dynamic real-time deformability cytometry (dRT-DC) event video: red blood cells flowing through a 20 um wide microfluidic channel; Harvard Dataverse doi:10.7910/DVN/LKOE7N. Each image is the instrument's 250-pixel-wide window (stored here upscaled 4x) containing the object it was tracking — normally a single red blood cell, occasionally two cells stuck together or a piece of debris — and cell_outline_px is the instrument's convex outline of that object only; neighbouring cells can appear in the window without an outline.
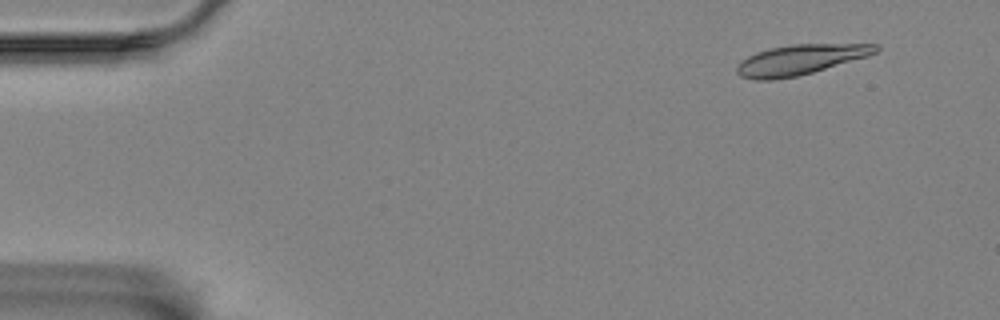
{"species": "Egyptian fruit bat (a non-hibernating species)", "species_latin": "Rousettus aegyptiacus", "temperature_condition": "room temperature", "stored_images_in_passage": 17, "camera_frame_rate_fps": 3000, "um_per_image_px": 0.085, "animal": {"sex": "female"}, "frame": {"image": 1, "passage_image": 1, "time_ms": 0.0, "image_size_px": [1000, 320], "cell_outline_px": [[880, 48], [876, 52], [868, 56], [812, 72], [796, 76], [776, 80], [756, 80], [740, 76], [736, 72], [736, 68], [740, 60], [756, 52], [768, 48], [792, 44], [880, 44]], "centroid_in_image_um": [67.98, 5.07], "position_along_channel_um": 17.0, "area_um2": 24.39}}
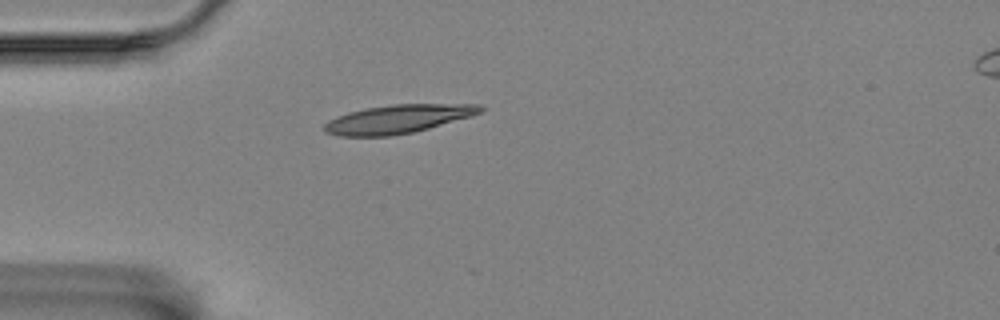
{"frame": {"image": 2, "passage_image": 12, "time_ms": 3.667, "image_size_px": [1000, 320], "cell_outline_px": [[484, 108], [480, 112], [472, 116], [428, 128], [412, 132], [388, 136], [336, 136], [324, 132], [324, 124], [328, 120], [348, 112], [364, 108], [392, 104], [480, 104]], "centroid_in_image_um": [33.79, 10.11], "position_along_channel_um": 51.2, "area_um2": 25.89}}
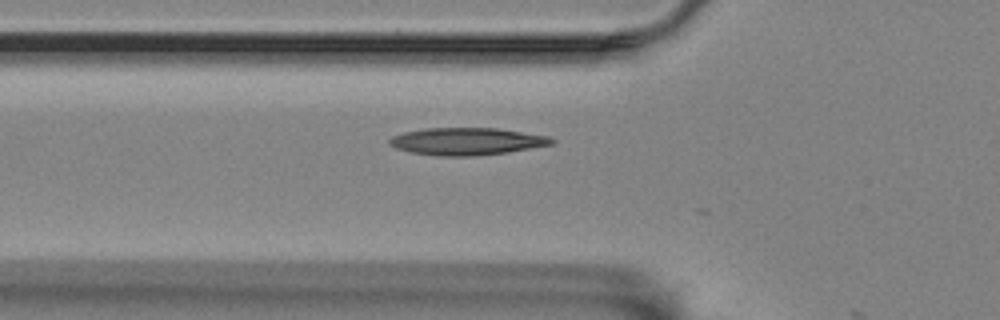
{"frame": {"image": 3, "passage_image": 16, "time_ms": 5.0, "image_size_px": [1000, 320], "cell_outline_px": [[556, 140], [552, 144], [508, 152], [472, 156], [436, 156], [408, 152], [396, 148], [388, 144], [388, 140], [392, 136], [404, 132], [424, 128], [496, 128], [548, 136]], "centroid_in_image_um": [39.62, 12.02], "position_along_channel_um": 86.2, "area_um2": 25.84}}